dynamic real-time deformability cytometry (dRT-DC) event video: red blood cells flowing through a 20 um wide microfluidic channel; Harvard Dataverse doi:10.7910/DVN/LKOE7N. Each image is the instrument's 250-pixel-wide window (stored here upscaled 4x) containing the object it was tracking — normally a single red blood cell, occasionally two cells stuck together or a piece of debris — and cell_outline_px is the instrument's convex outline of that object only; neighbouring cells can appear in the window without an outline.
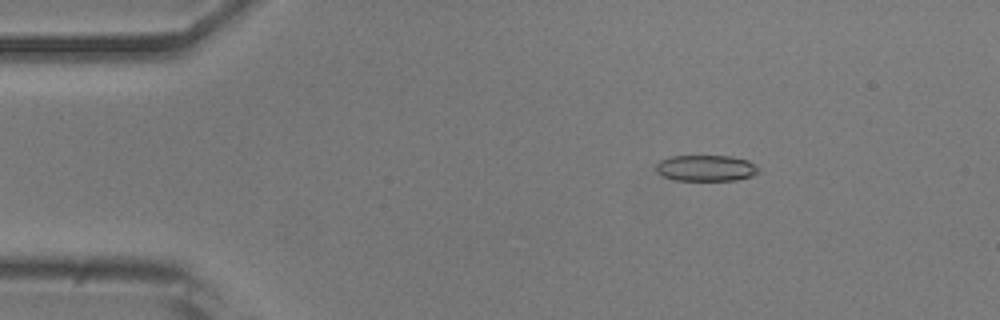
{"species": "common noctule bat (a hibernating species)", "species_latin": "Nyctalus noctula", "temperature_condition": "room temperature", "stored_images_in_passage": 52, "camera_frame_rate_fps": 3000, "um_per_image_px": 0.085, "animal": {"sex": "male", "body_mass_g": 20.5, "forearm_length_mm": 52.5}, "frame": {"image": 1, "passage_image": 8, "time_ms": 2.333, "image_size_px": [1000, 320], "cell_outline_px": [[760, 172], [752, 176], [736, 180], [672, 180], [656, 172], [656, 164], [660, 160], [672, 156], [728, 156], [748, 160], [756, 164], [760, 168]], "centroid_in_image_um": [60.03, 14.29], "position_along_channel_um": 25.0, "area_um2": 15.72}}
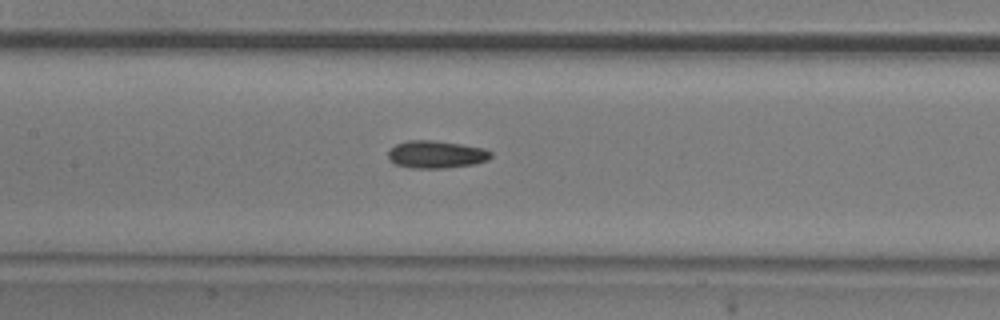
{"frame": {"image": 2, "passage_image": 24, "time_ms": 7.667, "image_size_px": [1000, 320], "cell_outline_px": [[492, 156], [488, 160], [476, 164], [444, 168], [412, 168], [396, 164], [388, 160], [388, 152], [396, 144], [408, 140], [432, 140], [460, 144], [484, 148], [492, 152]], "centroid_in_image_um": [37.09, 13.13], "position_along_channel_um": 170.3, "area_um2": 16.53}}
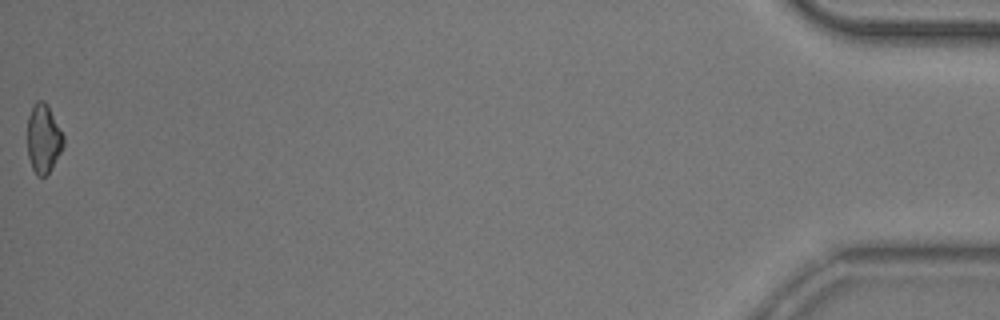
{"frame": {"image": 3, "passage_image": 52, "time_ms": 17.0, "image_size_px": [1000, 320], "cell_outline_px": [[64, 148], [52, 168], [44, 176], [36, 176], [32, 168], [28, 156], [28, 116], [36, 100], [44, 100], [64, 136]], "centroid_in_image_um": [3.7, 11.81], "position_along_channel_um": 431.5, "area_um2": 14.39}}